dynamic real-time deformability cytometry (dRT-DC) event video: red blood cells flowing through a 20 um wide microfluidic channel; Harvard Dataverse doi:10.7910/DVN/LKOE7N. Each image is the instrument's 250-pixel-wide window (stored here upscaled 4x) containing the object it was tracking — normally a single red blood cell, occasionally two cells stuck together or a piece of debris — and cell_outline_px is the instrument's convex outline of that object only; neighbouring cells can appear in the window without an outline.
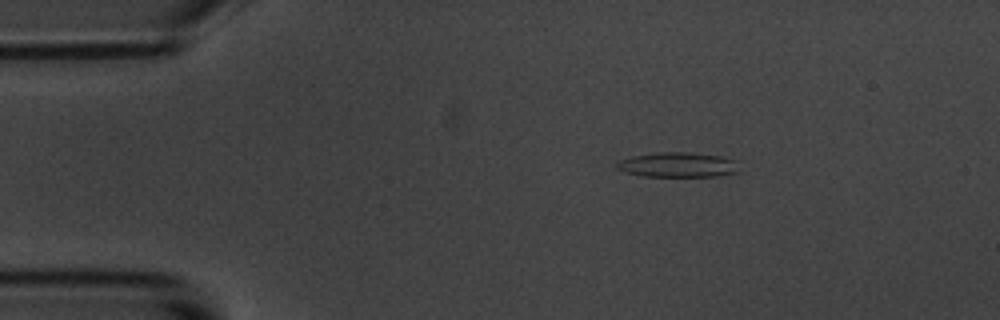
{"species": "common noctule bat (a hibernating species)", "species_latin": "Nyctalus noctula", "temperature_condition": "room temperature", "stored_images_in_passage": 4, "camera_frame_rate_fps": 3000, "um_per_image_px": 0.085, "animal": {"sex": "male", "body_mass_g": 20.1, "forearm_length_mm": 53.5}, "frame": {"image": 1, "passage_image": 2, "time_ms": 1.333, "image_size_px": [1000, 320], "cell_outline_px": [[740, 172], [716, 176], [644, 176], [628, 172], [616, 168], [616, 164], [620, 160], [632, 156], [656, 152], [688, 152], [720, 156], [736, 160]], "centroid_in_image_um": [57.65, 14.0], "position_along_channel_um": 27.3, "area_um2": 17.69}}